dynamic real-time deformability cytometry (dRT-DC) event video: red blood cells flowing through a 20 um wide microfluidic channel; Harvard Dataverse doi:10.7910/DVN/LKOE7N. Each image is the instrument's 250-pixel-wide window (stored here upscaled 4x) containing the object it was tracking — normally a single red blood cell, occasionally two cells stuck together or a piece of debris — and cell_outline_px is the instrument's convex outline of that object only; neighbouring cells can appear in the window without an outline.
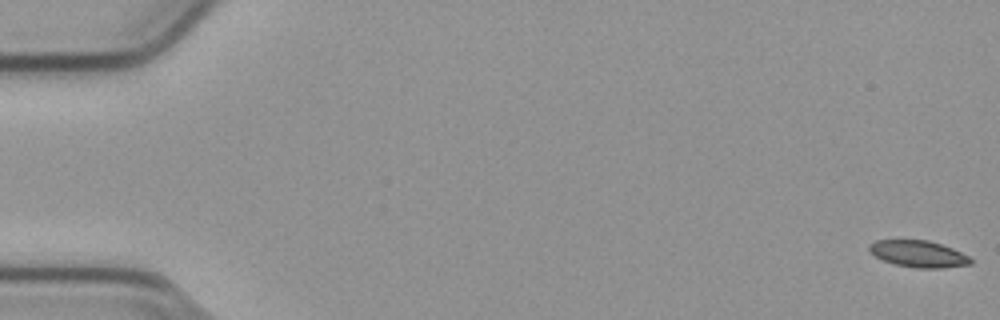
{"species": "common noctule bat (a hibernating species)", "species_latin": "Nyctalus noctula", "temperature_condition": "cold", "stored_images_in_passage": 56, "camera_frame_rate_fps": 3000, "um_per_image_px": 0.085, "animal": {"sex": "male", "body_mass_g": 23.1, "forearm_length_mm": 52.7}, "frame": {"image": 1, "passage_image": 1, "time_ms": 0.0, "image_size_px": [1000, 320], "cell_outline_px": [[972, 264], [940, 268], [916, 268], [896, 264], [884, 260], [868, 252], [868, 244], [876, 240], [928, 240], [952, 248], [968, 256], [972, 260]], "centroid_in_image_um": [78.04, 21.57], "position_along_channel_um": 7.0, "area_um2": 15.66}}
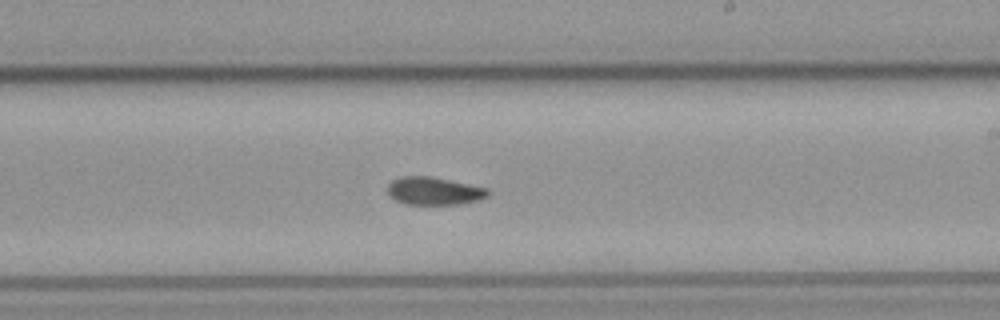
{"frame": {"image": 2, "passage_image": 33, "time_ms": 10.667, "image_size_px": [1000, 320], "cell_outline_px": [[492, 192], [488, 196], [480, 200], [460, 204], [404, 204], [388, 196], [388, 184], [392, 180], [400, 176], [428, 176], [488, 188]], "centroid_in_image_um": [36.9, 16.24], "position_along_channel_um": 252.1, "area_um2": 16.36}}
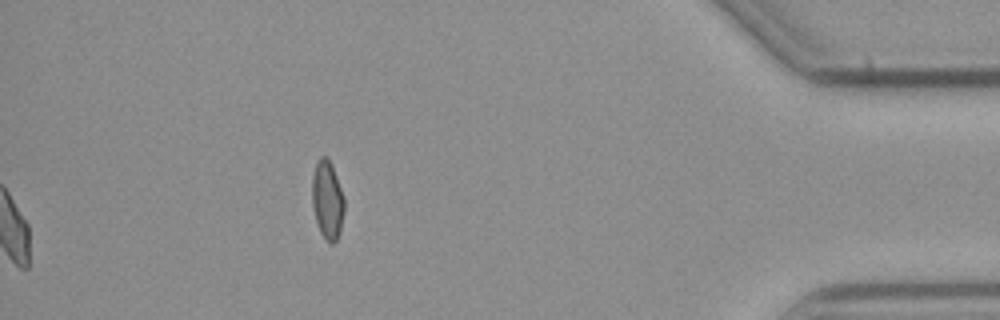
{"frame": {"image": 3, "passage_image": 56, "time_ms": 18.333, "image_size_px": [1000, 320], "cell_outline_px": [[344, 212], [340, 228], [336, 240], [332, 244], [328, 244], [324, 240], [320, 232], [312, 208], [312, 176], [316, 160], [320, 156], [328, 156], [332, 164], [344, 196]], "centroid_in_image_um": [27.81, 16.96], "position_along_channel_um": 407.4, "area_um2": 15.03}, "authors_computed_cell_mechanics": {"area_um2": 16.473, "velocity_mm_per_s": 3.7898, "shape_relaxation_time_tau1_ms": null, "shape_relaxation_time_tau2_ms": 2.8703, "deformation_change_tau1": null, "deformation_change_tau2": 0.0722}}